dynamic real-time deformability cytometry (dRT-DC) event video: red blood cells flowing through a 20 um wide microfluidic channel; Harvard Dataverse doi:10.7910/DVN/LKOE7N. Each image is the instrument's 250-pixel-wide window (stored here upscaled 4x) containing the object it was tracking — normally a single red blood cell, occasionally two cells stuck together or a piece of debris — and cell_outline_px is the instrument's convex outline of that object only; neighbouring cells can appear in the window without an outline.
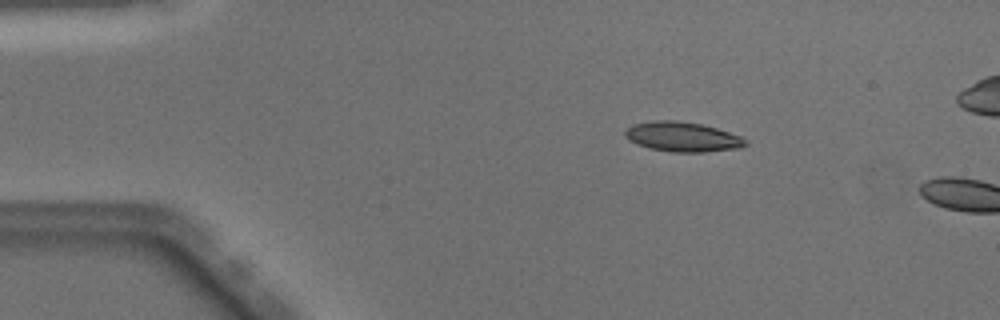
{"species": "Egyptian fruit bat (a non-hibernating species)", "species_latin": "Rousettus aegyptiacus", "temperature_condition": "warm", "stored_images_in_passage": 12, "camera_frame_rate_fps": 3000, "um_per_image_px": 0.085, "animal": {"sex": "male"}, "frame": {"image": 1, "passage_image": 9, "time_ms": 2.667, "image_size_px": [1000, 320], "cell_outline_px": [[748, 144], [740, 148], [704, 152], [672, 152], [648, 148], [636, 144], [628, 140], [624, 136], [624, 132], [632, 124], [652, 120], [676, 120], [700, 124], [716, 128], [740, 136], [748, 140]], "centroid_in_image_um": [57.98, 11.63], "position_along_channel_um": 27.0, "area_um2": 21.04}}